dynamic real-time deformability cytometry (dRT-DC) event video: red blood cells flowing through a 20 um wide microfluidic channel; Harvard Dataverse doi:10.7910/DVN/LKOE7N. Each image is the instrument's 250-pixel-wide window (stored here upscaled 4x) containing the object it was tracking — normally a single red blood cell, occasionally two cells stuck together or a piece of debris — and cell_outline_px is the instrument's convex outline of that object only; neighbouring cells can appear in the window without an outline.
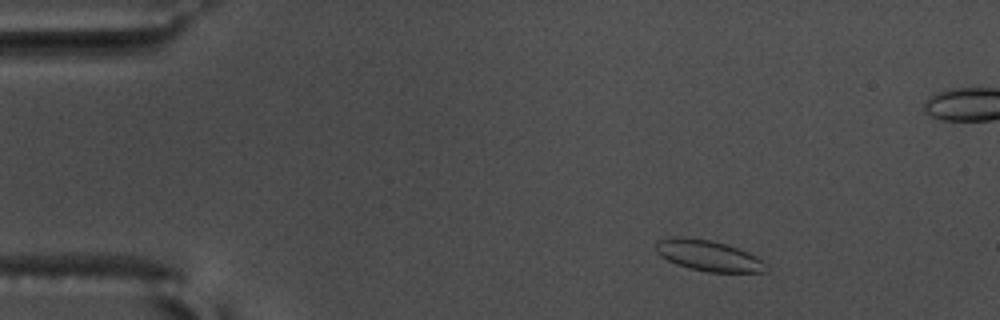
{"species": "common noctule bat (a hibernating species)", "species_latin": "Nyctalus noctula", "temperature_condition": "warm", "stored_images_in_passage": 56, "camera_frame_rate_fps": 3000, "um_per_image_px": 0.085, "animal": {"sex": "male", "body_mass_g": 17.5, "forearm_length_mm": 52.3}, "frame": {"image": 1, "passage_image": 6, "time_ms": 1.667, "image_size_px": [1000, 320], "cell_outline_px": [[768, 272], [708, 272], [688, 268], [676, 264], [660, 256], [656, 252], [656, 240], [672, 236], [676, 236], [708, 240], [724, 244], [736, 248], [756, 256], [764, 260], [768, 264]], "centroid_in_image_um": [60.21, 21.74], "position_along_channel_um": 24.8, "area_um2": 19.83}}
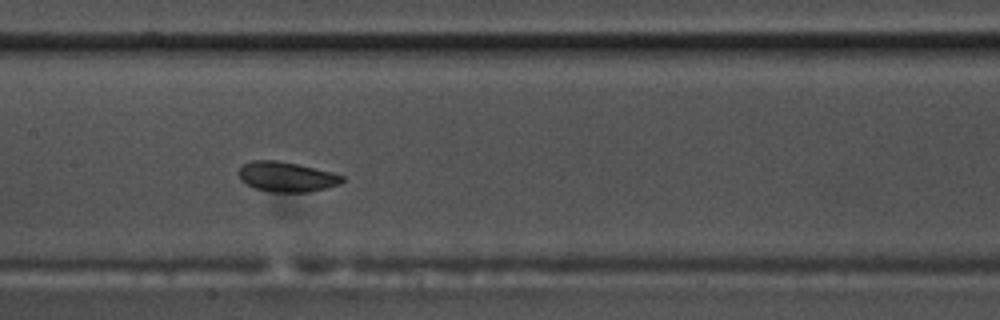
{"frame": {"image": 2, "passage_image": 26, "time_ms": 8.333, "image_size_px": [1000, 320], "cell_outline_px": [[344, 180], [340, 184], [308, 192], [272, 192], [252, 188], [240, 180], [240, 168], [244, 164], [252, 160], [276, 160], [300, 164], [332, 172], [344, 176]], "centroid_in_image_um": [24.36, 15.02], "position_along_channel_um": 183.0, "area_um2": 18.15}}
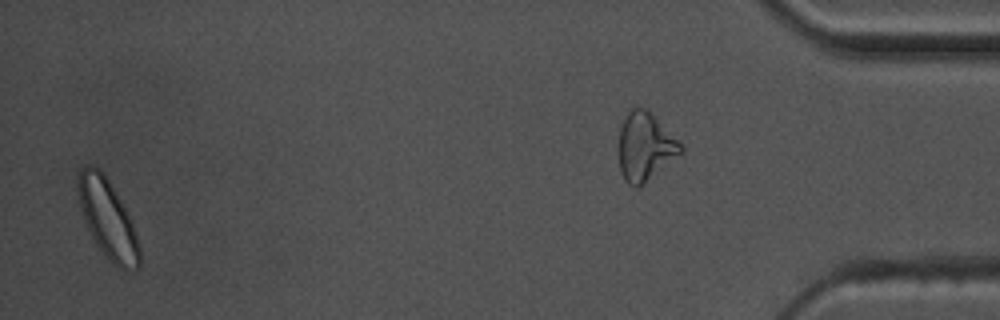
{"frame": {"image": 3, "passage_image": 54, "time_ms": 17.667, "image_size_px": [1000, 320], "cell_outline_px": [[140, 264], [132, 272], [124, 272], [112, 264], [96, 244], [84, 220], [80, 208], [76, 188], [76, 176], [80, 168], [88, 164], [92, 164], [104, 172], [116, 192], [136, 232], [140, 244]], "centroid_in_image_um": [9.13, 18.6], "position_along_channel_um": 426.1, "area_um2": 28.67}, "authors_computed_cell_mechanics": {"area_um2": 19.0451, "velocity_mm_per_s": 3.5502, "shape_relaxation_time_tau1_ms": 1.6593, "shape_relaxation_time_tau2_ms": 1.759, "deformation_change_tau1": 0.0799, "deformation_change_tau2": 0.0626}}